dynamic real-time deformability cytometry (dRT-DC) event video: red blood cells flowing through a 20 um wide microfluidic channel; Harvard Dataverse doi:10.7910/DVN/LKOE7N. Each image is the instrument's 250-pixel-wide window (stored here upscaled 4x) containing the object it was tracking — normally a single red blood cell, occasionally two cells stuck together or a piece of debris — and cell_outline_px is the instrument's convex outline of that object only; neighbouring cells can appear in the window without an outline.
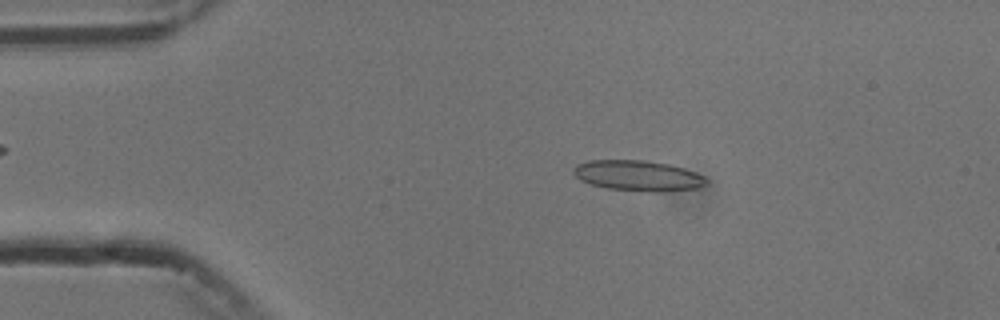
{"species": "common noctule bat (a hibernating species)", "species_latin": "Nyctalus noctula", "temperature_condition": "cold", "stored_images_in_passage": 5, "camera_frame_rate_fps": 3000, "um_per_image_px": 0.085, "animal": {"sex": "male", "body_mass_g": 13.3}, "frame": {"image": 1, "passage_image": 3, "time_ms": 2.333, "image_size_px": [1000, 320], "cell_outline_px": [[708, 184], [696, 188], [664, 192], [648, 192], [608, 188], [592, 184], [580, 180], [572, 172], [572, 168], [576, 164], [588, 160], [644, 160], [668, 164], [684, 168], [696, 172], [704, 176], [708, 180]], "centroid_in_image_um": [54.24, 14.93], "position_along_channel_um": 30.8, "area_um2": 23.81}}
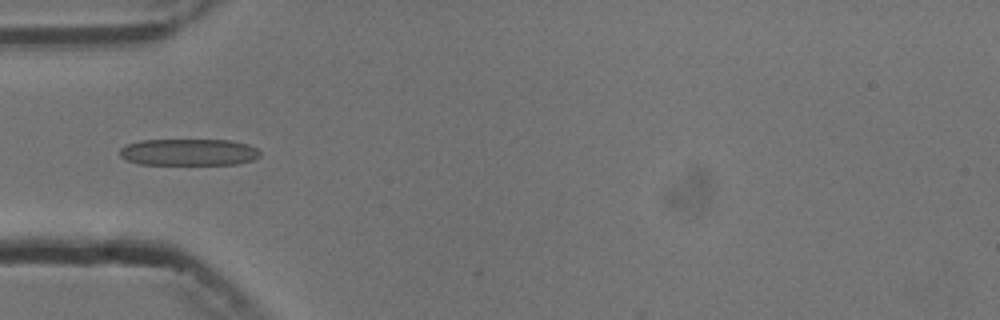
{"frame": {"image": 2, "passage_image": 5, "time_ms": 4.667, "image_size_px": [1000, 320], "cell_outline_px": [[260, 156], [252, 160], [236, 164], [140, 164], [128, 160], [120, 156], [120, 148], [128, 144], [140, 140], [228, 140], [248, 144], [256, 148], [260, 152]], "centroid_in_image_um": [16.05, 12.93], "position_along_channel_um": 69.0, "area_um2": 21.73}}